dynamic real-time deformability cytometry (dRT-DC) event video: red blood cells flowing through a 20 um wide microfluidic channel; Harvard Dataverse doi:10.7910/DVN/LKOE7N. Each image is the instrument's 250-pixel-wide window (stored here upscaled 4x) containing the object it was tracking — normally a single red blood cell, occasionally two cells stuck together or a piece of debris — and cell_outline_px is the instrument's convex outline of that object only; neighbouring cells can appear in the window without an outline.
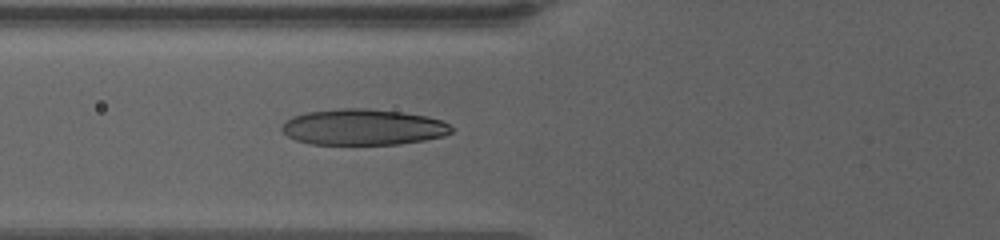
{"species": "human", "species_latin": "Homo sapiens", "temperature_condition": "warm", "stored_images_in_passage": 41, "camera_frame_rate_fps": 3000, "um_per_image_px": 0.085, "donor": {"sex": "female"}, "frame": {"image": 1, "passage_image": 5, "time_ms": 3.0, "image_size_px": [1000, 240], "cell_outline_px": [[456, 128], [452, 132], [444, 136], [424, 140], [400, 144], [312, 144], [296, 140], [288, 136], [280, 128], [292, 116], [308, 112], [340, 108], [364, 108], [404, 112], [428, 116], [440, 120]], "centroid_in_image_um": [30.91, 10.8], "position_along_channel_um": 94.9, "area_um2": 35.6}}
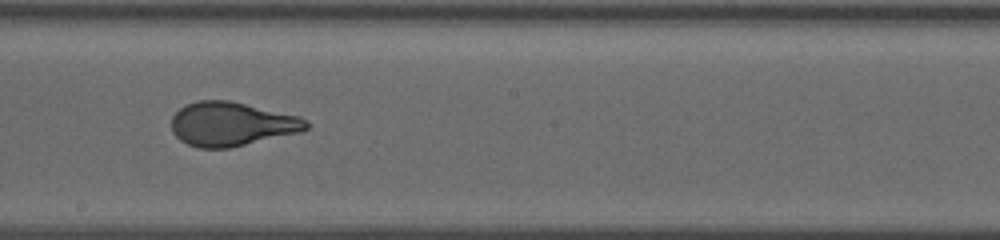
{"frame": {"image": 2, "passage_image": 13, "time_ms": 7.0, "image_size_px": [1000, 240], "cell_outline_px": [[308, 128], [300, 132], [228, 148], [200, 148], [188, 144], [180, 140], [172, 132], [172, 116], [184, 104], [196, 100], [228, 100], [300, 116], [308, 124]], "centroid_in_image_um": [19.65, 10.53], "position_along_channel_um": 228.6, "area_um2": 34.39}}
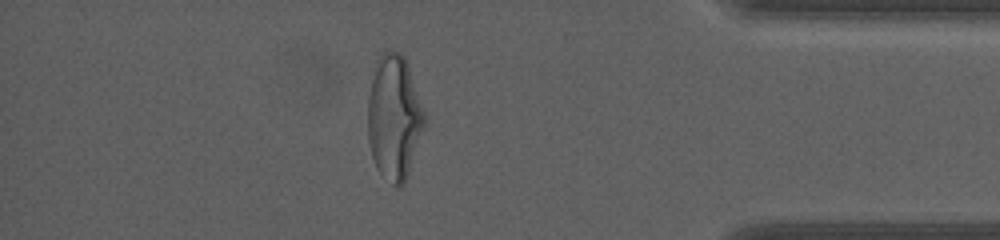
{"frame": {"image": 3, "passage_image": 33, "time_ms": 13.0, "image_size_px": [1000, 240], "cell_outline_px": [[424, 124], [404, 184], [400, 188], [396, 188], [376, 168], [372, 156], [368, 140], [368, 96], [376, 60], [384, 52], [400, 52], [404, 56], [408, 64], [424, 112]], "centroid_in_image_um": [33.47, 9.97], "position_along_channel_um": 401.7, "area_um2": 40.52}, "authors_computed_cell_mechanics": {"area_um2": 34.8534, "velocity_mm_per_s": 3.3175, "shape_relaxation_time_tau1_ms": 7.8454, "shape_relaxation_time_tau2_ms": null, "deformation_change_tau1": 0.2748, "deformation_change_tau2": null}}